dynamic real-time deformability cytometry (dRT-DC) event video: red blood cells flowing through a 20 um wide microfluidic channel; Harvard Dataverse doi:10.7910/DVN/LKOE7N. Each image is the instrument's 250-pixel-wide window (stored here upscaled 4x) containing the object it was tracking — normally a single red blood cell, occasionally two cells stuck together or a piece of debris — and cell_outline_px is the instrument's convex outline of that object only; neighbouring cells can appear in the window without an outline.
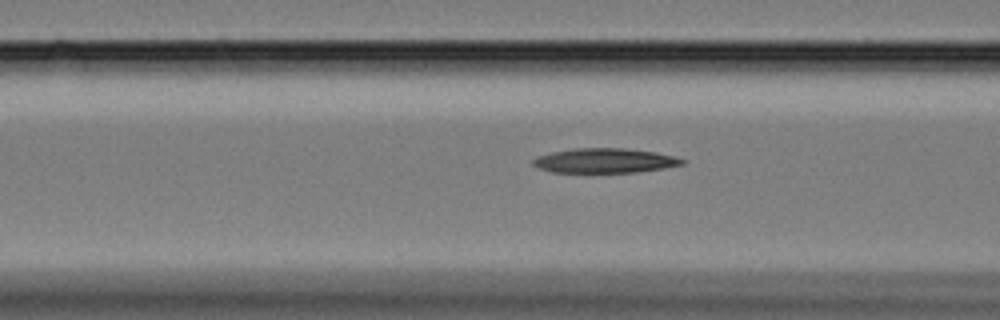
{"species": "Egyptian fruit bat (a non-hibernating species)", "species_latin": "Rousettus aegyptiacus", "temperature_condition": "cold", "stored_images_in_passage": 13, "camera_frame_rate_fps": 3000, "um_per_image_px": 0.085, "animal": {"sex": "female"}, "frame": {"image": 1, "passage_image": 11, "time_ms": 3.333, "image_size_px": [1000, 320], "cell_outline_px": [[688, 160], [684, 164], [664, 168], [636, 172], [552, 172], [540, 168], [532, 164], [532, 160], [540, 156], [552, 152], [576, 148], [624, 148], [656, 152]], "centroid_in_image_um": [51.44, 13.65], "position_along_channel_um": 115.2, "area_um2": 21.21}}